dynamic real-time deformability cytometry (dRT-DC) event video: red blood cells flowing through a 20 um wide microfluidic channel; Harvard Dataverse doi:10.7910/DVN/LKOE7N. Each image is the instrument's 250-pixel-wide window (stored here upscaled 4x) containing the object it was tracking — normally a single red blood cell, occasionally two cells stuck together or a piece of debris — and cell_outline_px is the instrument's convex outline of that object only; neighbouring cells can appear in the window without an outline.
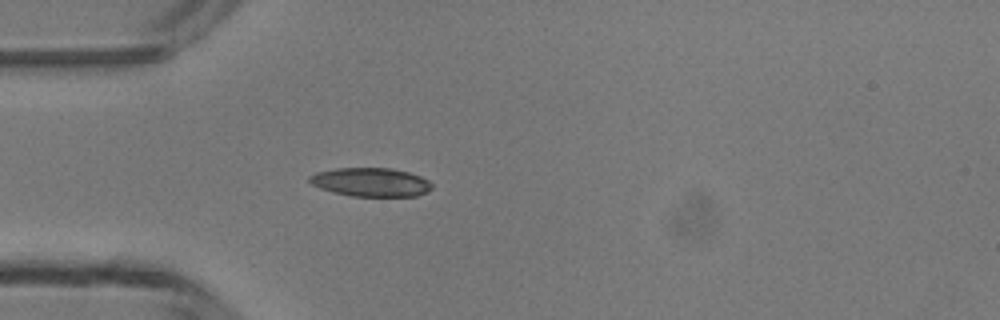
{"species": "common noctule bat (a hibernating species)", "species_latin": "Nyctalus noctula", "temperature_condition": "room temperature", "stored_images_in_passage": 1, "camera_frame_rate_fps": 3000, "um_per_image_px": 0.085, "animal": {"sex": "male", "body_mass_g": 13.3}, "frame": {"image": 1, "passage_image": 1, "time_ms": 0.0, "image_size_px": [1000, 320], "cell_outline_px": [[432, 188], [428, 192], [416, 196], [352, 196], [332, 192], [320, 188], [312, 184], [308, 180], [308, 176], [316, 172], [336, 168], [392, 168], [408, 172], [420, 176], [428, 180], [432, 184]], "centroid_in_image_um": [31.51, 15.48], "position_along_channel_um": 53.5, "area_um2": 20.58}}